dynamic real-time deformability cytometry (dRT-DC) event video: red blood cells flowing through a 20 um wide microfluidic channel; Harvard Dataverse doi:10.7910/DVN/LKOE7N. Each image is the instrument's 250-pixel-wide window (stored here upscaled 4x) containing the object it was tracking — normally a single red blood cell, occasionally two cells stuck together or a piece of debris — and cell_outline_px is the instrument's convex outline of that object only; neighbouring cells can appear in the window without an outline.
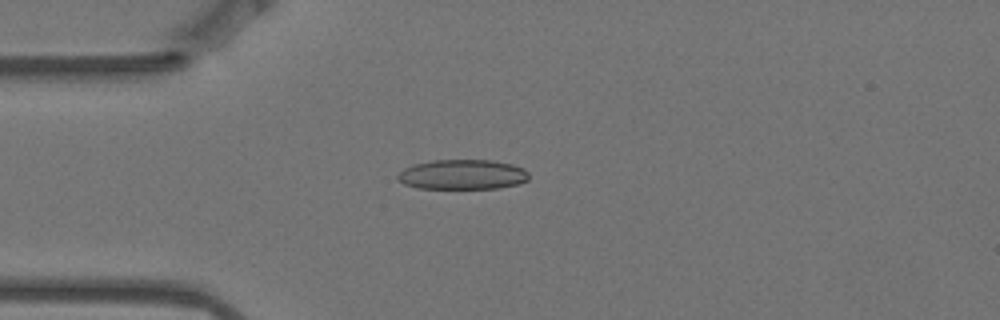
{"species": "Egyptian fruit bat (a non-hibernating species)", "species_latin": "Rousettus aegyptiacus", "temperature_condition": "warm", "stored_images_in_passage": 7, "camera_frame_rate_fps": 3000, "um_per_image_px": 0.085, "animal": {"sex": "female"}, "frame": {"image": 1, "passage_image": 3, "time_ms": 0.667, "image_size_px": [1000, 320], "cell_outline_px": [[528, 180], [520, 184], [500, 188], [416, 188], [404, 184], [396, 180], [396, 176], [404, 168], [416, 164], [432, 160], [492, 160], [512, 164], [524, 168], [528, 172]], "centroid_in_image_um": [39.32, 14.84], "position_along_channel_um": 45.7, "area_um2": 23.0}}
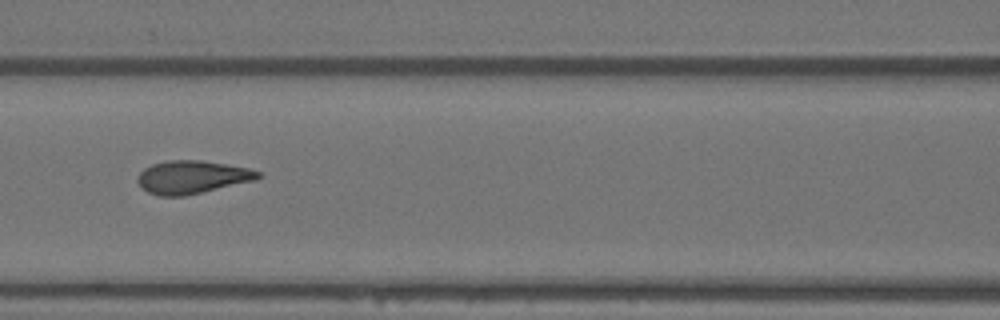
{"frame": {"image": 2, "passage_image": 6, "time_ms": 1.667, "image_size_px": [1000, 320], "cell_outline_px": [[260, 176], [256, 180], [184, 196], [160, 196], [148, 192], [140, 188], [136, 180], [136, 176], [144, 168], [152, 164], [168, 160], [200, 160], [248, 168], [260, 172]], "centroid_in_image_um": [16.27, 15.06], "position_along_channel_um": 150.3, "area_um2": 23.18}}
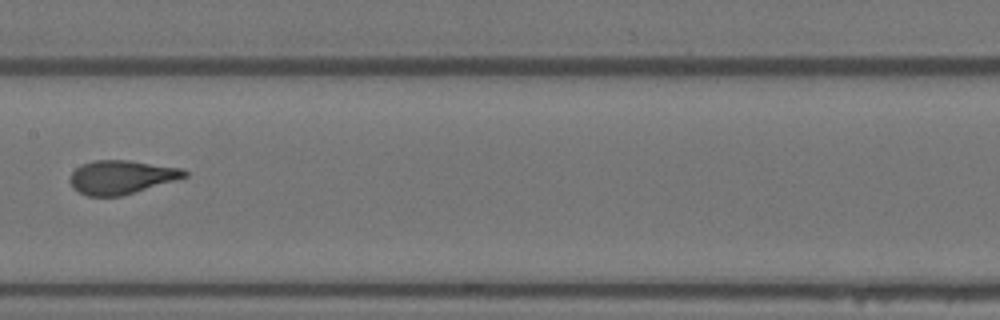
{"frame": {"image": 3, "passage_image": 7, "time_ms": 2.0, "image_size_px": [1000, 320], "cell_outline_px": [[188, 176], [176, 180], [120, 196], [88, 196], [72, 188], [68, 180], [72, 172], [80, 164], [96, 160], [128, 160], [184, 168], [188, 172]], "centroid_in_image_um": [10.31, 15.04], "position_along_channel_um": 197.1, "area_um2": 22.54}}